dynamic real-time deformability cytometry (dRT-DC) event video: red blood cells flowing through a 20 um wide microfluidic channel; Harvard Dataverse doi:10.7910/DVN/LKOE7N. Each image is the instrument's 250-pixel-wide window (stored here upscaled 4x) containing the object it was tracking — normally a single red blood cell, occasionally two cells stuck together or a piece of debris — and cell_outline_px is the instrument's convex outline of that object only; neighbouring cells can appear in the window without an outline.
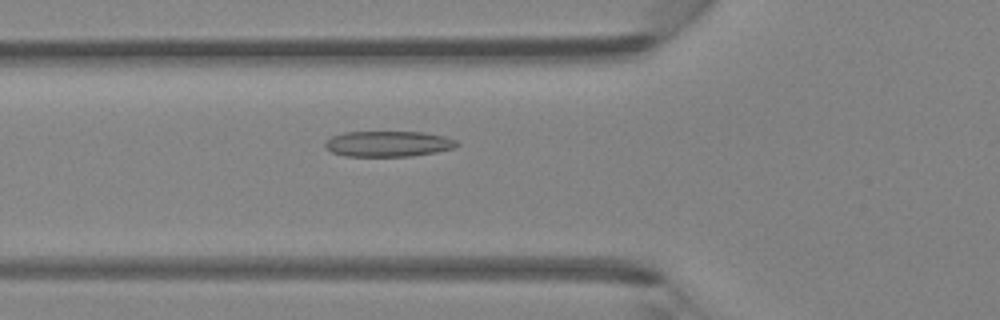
{"species": "Egyptian fruit bat (a non-hibernating species)", "species_latin": "Rousettus aegyptiacus", "temperature_condition": "room temperature", "stored_images_in_passage": 32, "camera_frame_rate_fps": 3000, "um_per_image_px": 0.085, "animal": {"sex": "female"}, "frame": {"image": 1, "passage_image": 3, "time_ms": 0.667, "image_size_px": [1000, 320], "cell_outline_px": [[460, 144], [456, 148], [436, 152], [412, 156], [344, 156], [332, 152], [324, 148], [324, 140], [332, 136], [344, 132], [424, 132], [444, 136], [456, 140]], "centroid_in_image_um": [32.99, 12.22], "position_along_channel_um": 92.8, "area_um2": 19.94}}
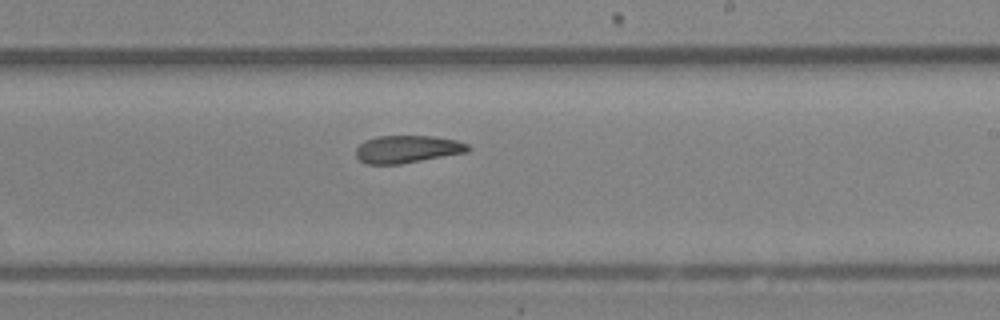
{"frame": {"image": 2, "passage_image": 14, "time_ms": 4.333, "image_size_px": [1000, 320], "cell_outline_px": [[472, 148], [468, 152], [400, 164], [368, 164], [360, 160], [356, 156], [356, 148], [364, 140], [376, 136], [432, 136], [456, 140], [468, 144]], "centroid_in_image_um": [34.63, 12.67], "position_along_channel_um": 254.4, "area_um2": 18.03}}
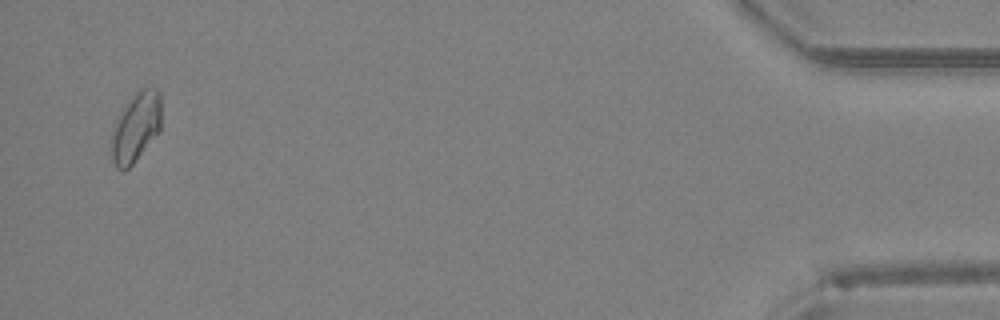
{"frame": {"image": 3, "passage_image": 31, "time_ms": 10.0, "image_size_px": [1000, 320], "cell_outline_px": [[160, 132], [132, 164], [124, 172], [116, 168], [112, 160], [112, 128], [116, 120], [132, 96], [140, 88], [156, 88], [160, 92]], "centroid_in_image_um": [11.55, 10.83], "position_along_channel_um": 423.6, "area_um2": 20.06}}